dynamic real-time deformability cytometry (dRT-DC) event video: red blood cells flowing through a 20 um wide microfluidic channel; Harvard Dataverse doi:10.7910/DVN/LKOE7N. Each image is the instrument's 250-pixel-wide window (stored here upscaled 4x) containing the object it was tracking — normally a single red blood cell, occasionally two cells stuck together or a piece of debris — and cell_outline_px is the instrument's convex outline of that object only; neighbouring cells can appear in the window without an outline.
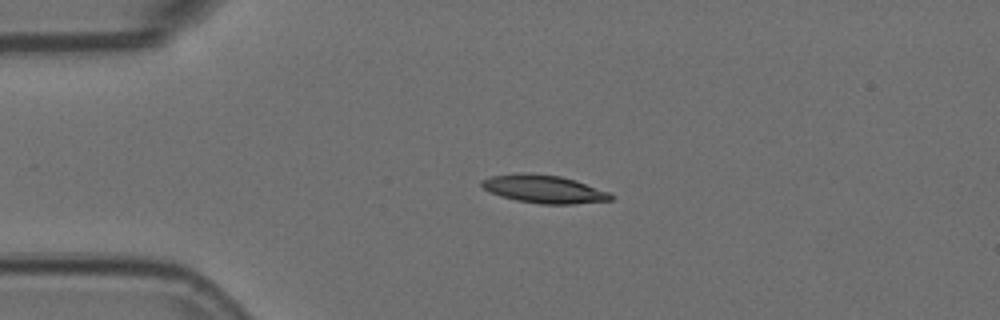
{"species": "Egyptian fruit bat (a non-hibernating species)", "species_latin": "Rousettus aegyptiacus", "temperature_condition": "room temperature", "stored_images_in_passage": 3, "camera_frame_rate_fps": 3000, "um_per_image_px": 0.085, "animal": {"sex": "female"}, "frame": {"image": 1, "passage_image": 2, "time_ms": 0.333, "image_size_px": [1000, 320], "cell_outline_px": [[612, 200], [572, 204], [540, 204], [516, 200], [500, 196], [488, 192], [480, 184], [480, 180], [492, 176], [524, 172], [528, 172], [560, 176], [576, 180], [608, 192], [612, 196]], "centroid_in_image_um": [46.19, 16.06], "position_along_channel_um": 38.8, "area_um2": 21.1}}